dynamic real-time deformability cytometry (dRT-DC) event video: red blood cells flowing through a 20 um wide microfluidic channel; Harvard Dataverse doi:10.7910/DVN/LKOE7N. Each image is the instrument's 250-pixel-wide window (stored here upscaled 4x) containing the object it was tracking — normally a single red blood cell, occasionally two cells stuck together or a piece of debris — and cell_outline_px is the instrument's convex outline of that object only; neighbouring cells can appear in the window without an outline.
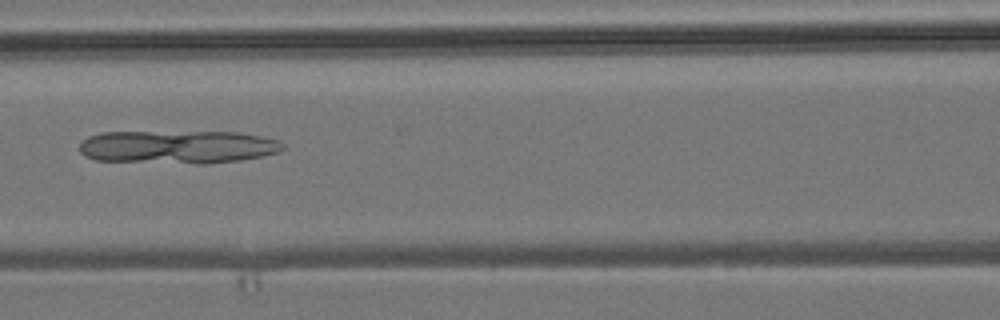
{"species": "common noctule bat (a hibernating species)", "species_latin": "Nyctalus noctula", "temperature_condition": "room temperature", "stored_images_in_passage": 5, "camera_frame_rate_fps": 3000, "um_per_image_px": 0.085, "animal": {"sex": "male", "body_mass_g": 19.2, "forearm_length_mm": 51.8}, "frame": {"image": 1, "passage_image": 5, "time_ms": 4.667, "image_size_px": [1000, 320], "cell_outline_px": [[284, 148], [280, 152], [264, 156], [240, 160], [208, 164], [200, 164], [96, 160], [84, 156], [80, 152], [80, 144], [88, 136], [100, 132], [240, 132], [280, 140], [284, 144]], "centroid_in_image_um": [15.14, 12.49], "position_along_channel_um": 151.5, "area_um2": 39.71}}